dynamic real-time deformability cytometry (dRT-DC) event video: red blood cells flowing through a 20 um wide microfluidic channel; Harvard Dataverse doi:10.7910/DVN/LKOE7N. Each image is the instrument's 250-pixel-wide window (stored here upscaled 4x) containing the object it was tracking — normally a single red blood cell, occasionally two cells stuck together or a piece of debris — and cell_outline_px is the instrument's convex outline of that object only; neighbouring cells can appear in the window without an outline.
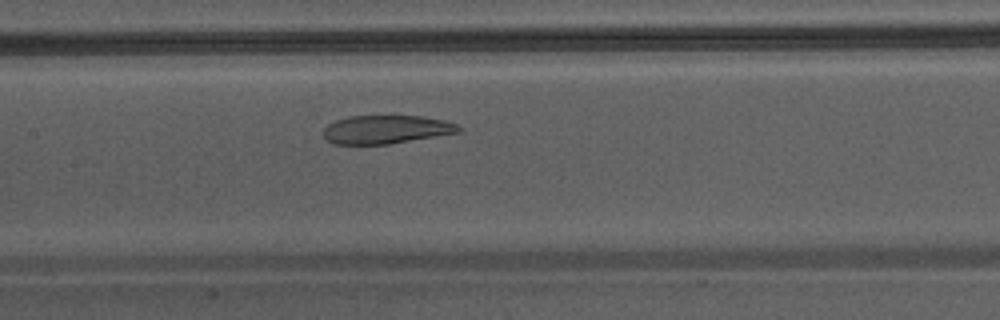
{"species": "Egyptian fruit bat (a non-hibernating species)", "species_latin": "Rousettus aegyptiacus", "temperature_condition": "warm", "stored_images_in_passage": 33, "camera_frame_rate_fps": 3000, "um_per_image_px": 0.085, "animal": {"sex": "male"}, "frame": {"image": 1, "passage_image": 10, "time_ms": 3.0, "image_size_px": [1000, 320], "cell_outline_px": [[464, 132], [388, 144], [332, 144], [324, 136], [324, 128], [328, 124], [336, 120], [348, 116], [392, 112], [424, 116], [444, 120], [456, 124], [464, 128]], "centroid_in_image_um": [32.89, 10.94], "position_along_channel_um": 174.5, "area_um2": 23.7}}